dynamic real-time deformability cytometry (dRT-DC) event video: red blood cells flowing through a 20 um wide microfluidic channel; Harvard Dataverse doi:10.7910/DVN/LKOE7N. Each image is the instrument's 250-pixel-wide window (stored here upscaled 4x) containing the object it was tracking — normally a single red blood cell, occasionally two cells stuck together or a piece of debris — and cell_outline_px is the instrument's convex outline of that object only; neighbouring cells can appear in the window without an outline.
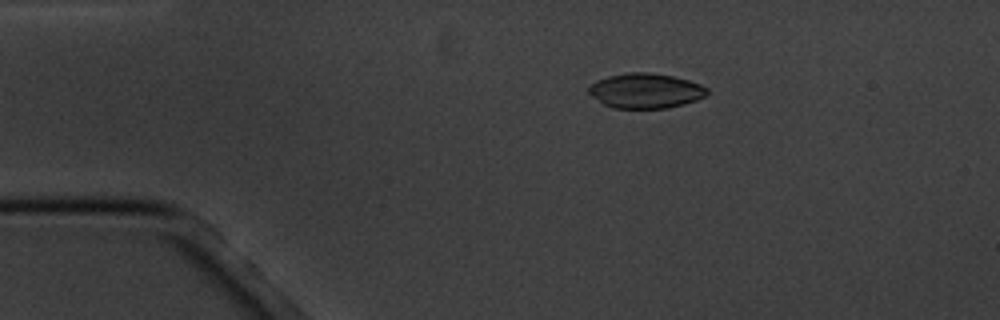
{"species": "common noctule bat (a hibernating species)", "species_latin": "Nyctalus noctula", "temperature_condition": "cold", "stored_images_in_passage": 6, "camera_frame_rate_fps": 3000, "um_per_image_px": 0.085, "animal": {"sex": "male", "body_mass_g": 20.1, "forearm_length_mm": 53.5}, "frame": {"image": 1, "passage_image": 3, "time_ms": 2.333, "image_size_px": [1000, 320], "cell_outline_px": [[708, 92], [704, 96], [696, 100], [684, 104], [668, 108], [616, 108], [604, 104], [592, 96], [588, 92], [588, 88], [596, 80], [608, 76], [628, 72], [648, 72], [672, 76], [688, 80], [700, 84], [708, 88]], "centroid_in_image_um": [54.87, 7.71], "position_along_channel_um": 30.1, "area_um2": 23.99}}
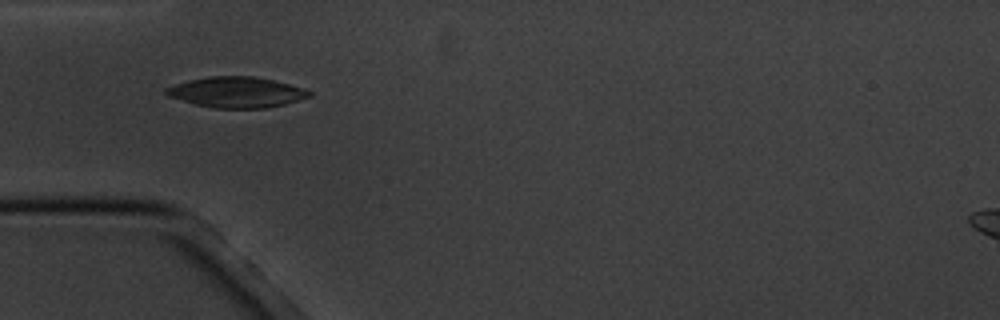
{"frame": {"image": 2, "passage_image": 5, "time_ms": 4.667, "image_size_px": [1000, 320], "cell_outline_px": [[312, 96], [284, 104], [264, 108], [212, 108], [196, 104], [168, 96], [164, 92], [164, 88], [188, 80], [208, 76], [252, 76], [272, 80], [288, 84], [312, 92]], "centroid_in_image_um": [20.07, 7.84], "position_along_channel_um": 64.9, "area_um2": 25.32}}
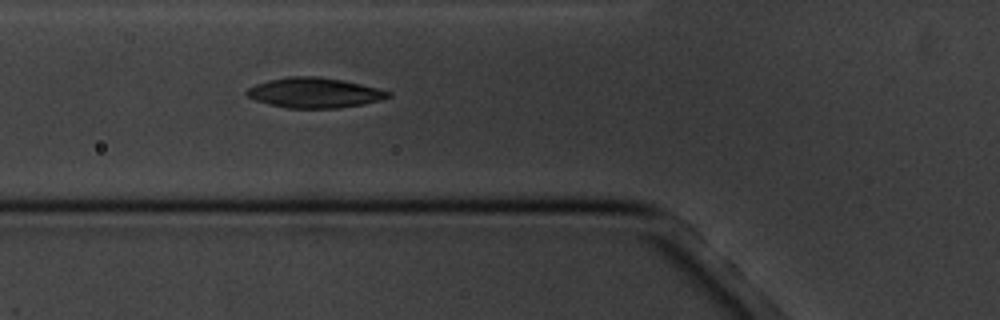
{"frame": {"image": 3, "passage_image": 6, "time_ms": 5.667, "image_size_px": [1000, 320], "cell_outline_px": [[392, 96], [380, 100], [340, 108], [288, 108], [256, 100], [248, 96], [244, 92], [248, 88], [256, 84], [268, 80], [288, 76], [320, 76], [344, 80], [392, 92]], "centroid_in_image_um": [26.73, 7.87], "position_along_channel_um": 99.1, "area_um2": 24.68}}